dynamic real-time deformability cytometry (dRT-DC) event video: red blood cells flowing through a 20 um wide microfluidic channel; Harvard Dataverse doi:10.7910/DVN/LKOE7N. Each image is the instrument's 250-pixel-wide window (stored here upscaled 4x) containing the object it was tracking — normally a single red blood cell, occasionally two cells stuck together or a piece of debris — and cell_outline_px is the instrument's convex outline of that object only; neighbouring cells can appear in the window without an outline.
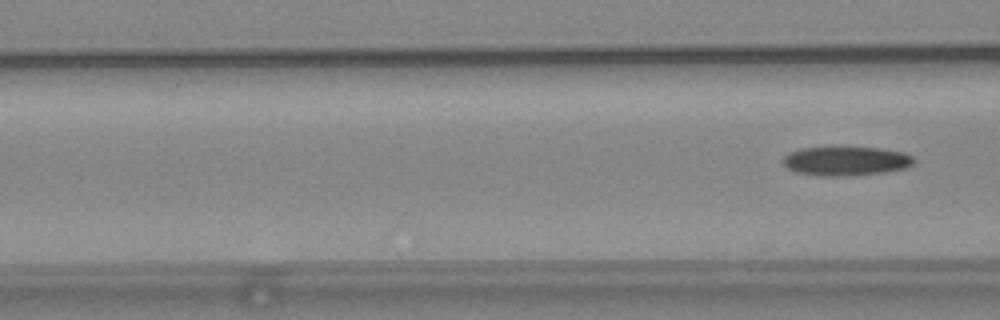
{"species": "common noctule bat (a hibernating species)", "species_latin": "Nyctalus noctula", "temperature_condition": "warm", "stored_images_in_passage": 4, "camera_frame_rate_fps": 3000, "um_per_image_px": 0.085, "animal": {"sex": "female", "body_mass_g": 24.6, "forearm_length_mm": 56.2}, "frame": {"image": 1, "passage_image": 4, "time_ms": 1.0, "image_size_px": [1000, 320], "cell_outline_px": [[916, 160], [908, 168], [884, 172], [852, 176], [816, 176], [796, 172], [788, 168], [780, 160], [788, 152], [800, 148], [824, 144], [848, 144], [884, 148], [904, 152], [912, 156]], "centroid_in_image_um": [71.87, 13.62], "position_along_channel_um": 94.7, "area_um2": 23.99}}